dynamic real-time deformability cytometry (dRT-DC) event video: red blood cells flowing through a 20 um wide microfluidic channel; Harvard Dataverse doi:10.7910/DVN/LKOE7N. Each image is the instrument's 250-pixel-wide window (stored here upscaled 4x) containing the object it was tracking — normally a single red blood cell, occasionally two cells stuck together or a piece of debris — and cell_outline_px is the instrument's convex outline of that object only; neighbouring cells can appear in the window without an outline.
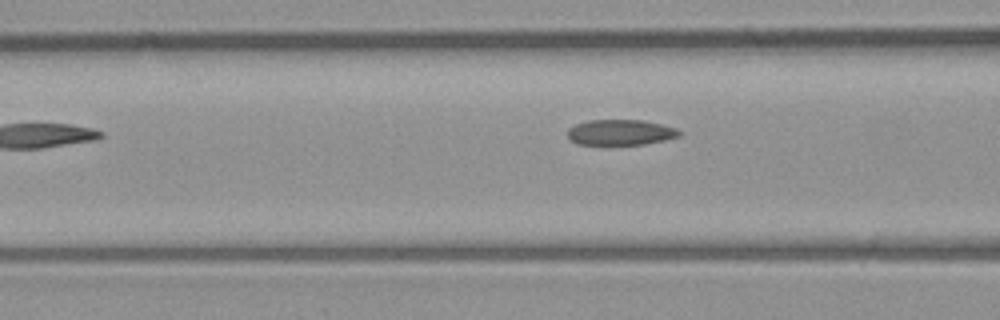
{"species": "common noctule bat (a hibernating species)", "species_latin": "Nyctalus noctula", "temperature_condition": "room temperature", "stored_images_in_passage": 5, "camera_frame_rate_fps": 3000, "um_per_image_px": 0.085, "animal": {"sex": "male", "body_mass_g": 23.1, "forearm_length_mm": 52.7}, "frame": {"image": 1, "passage_image": 4, "time_ms": 3.333, "image_size_px": [1000, 320], "cell_outline_px": [[680, 136], [664, 140], [644, 144], [576, 144], [568, 136], [568, 128], [576, 124], [588, 120], [644, 120], [676, 128], [680, 132]], "centroid_in_image_um": [52.73, 11.24], "position_along_channel_um": 113.9, "area_um2": 16.47}}